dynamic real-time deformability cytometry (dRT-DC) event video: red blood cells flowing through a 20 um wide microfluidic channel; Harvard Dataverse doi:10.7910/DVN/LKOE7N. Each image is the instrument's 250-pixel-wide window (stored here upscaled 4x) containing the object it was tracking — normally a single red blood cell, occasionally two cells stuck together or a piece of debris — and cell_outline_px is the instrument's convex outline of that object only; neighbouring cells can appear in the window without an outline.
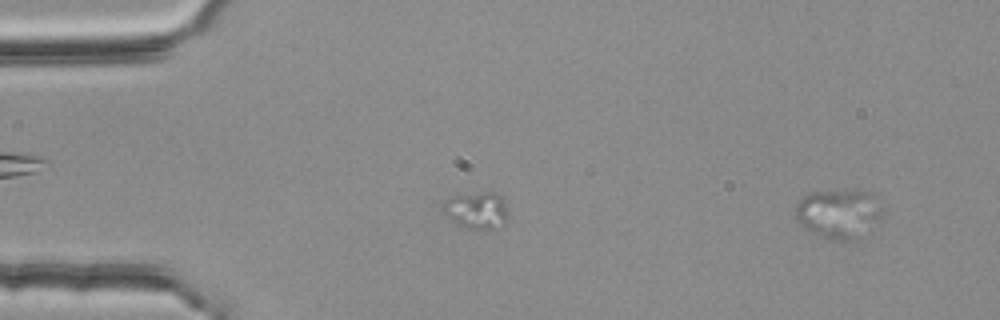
{"species": "common noctule bat (a hibernating species)", "species_latin": "Nyctalus noctula", "temperature_condition": "room temperature", "stored_images_in_passage": 52, "camera_frame_rate_fps": 3000, "um_per_image_px": 0.085, "animal": {"sex": "female", "body_mass_g": 25.1}, "frame": {"image": 1, "passage_image": 1, "time_ms": 0.0, "image_size_px": [1000, 320], "cell_outline_px": [[880, 216], [860, 240], [832, 240], [812, 232], [804, 228], [796, 216], [796, 204], [804, 196], [812, 192], [872, 192], [880, 208]], "centroid_in_image_um": [71.27, 18.2], "position_along_channel_um": 13.7, "area_um2": 24.16}}
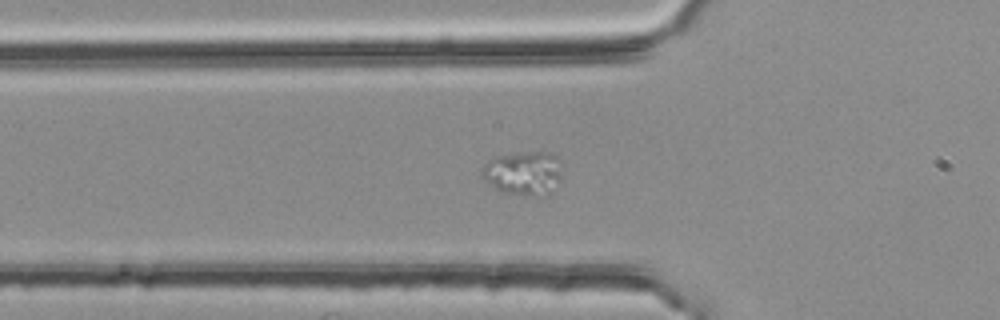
{"frame": {"image": 2, "passage_image": 16, "time_ms": 5.0, "image_size_px": [1000, 320], "cell_outline_px": [[560, 180], [536, 196], [532, 196], [504, 192], [496, 188], [484, 180], [480, 176], [480, 168], [488, 160], [496, 156], [528, 152], [548, 152], [556, 156], [560, 160]], "centroid_in_image_um": [44.4, 14.67], "position_along_channel_um": 81.4, "area_um2": 19.94}}